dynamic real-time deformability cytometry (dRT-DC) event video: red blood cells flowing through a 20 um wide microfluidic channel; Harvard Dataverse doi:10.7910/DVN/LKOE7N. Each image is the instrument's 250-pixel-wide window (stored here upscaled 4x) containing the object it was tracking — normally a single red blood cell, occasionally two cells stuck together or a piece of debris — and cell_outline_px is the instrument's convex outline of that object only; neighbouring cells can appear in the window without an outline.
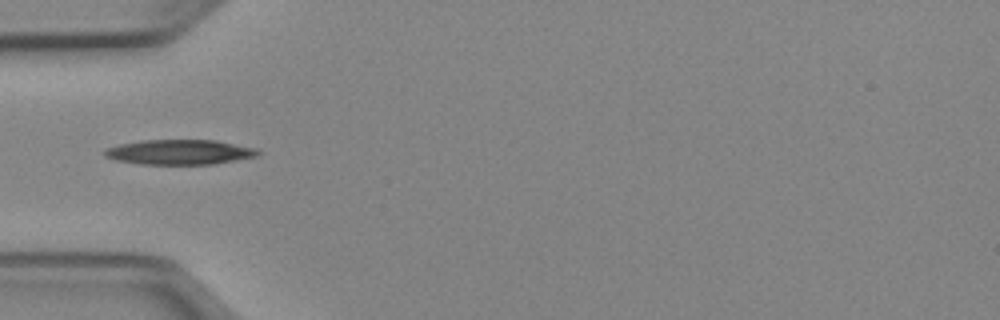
{"species": "Egyptian fruit bat (a non-hibernating species)", "species_latin": "Rousettus aegyptiacus", "temperature_condition": "cold", "stored_images_in_passage": 35, "camera_frame_rate_fps": 3000, "um_per_image_px": 0.085, "animal": {"sex": "female"}, "frame": {"image": 1, "passage_image": 1, "time_ms": 0.0, "image_size_px": [1000, 320], "cell_outline_px": [[260, 152], [256, 156], [212, 164], [140, 164], [116, 160], [104, 156], [104, 148], [120, 144], [140, 140], [216, 140], [256, 148]], "centroid_in_image_um": [15.22, 12.92], "position_along_channel_um": 69.8, "area_um2": 22.2}}
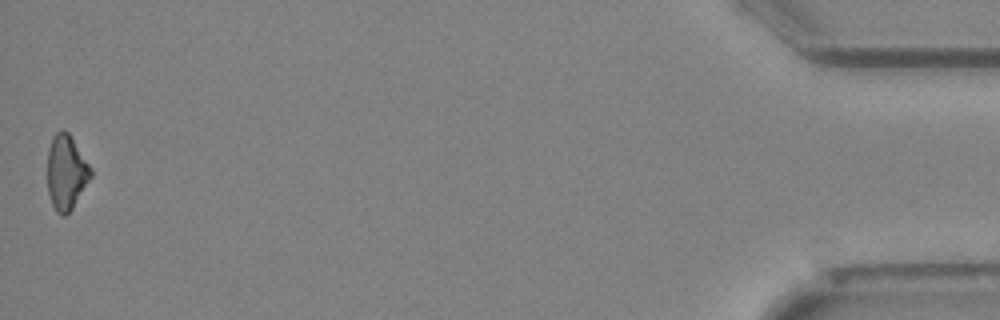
{"frame": {"image": 2, "passage_image": 35, "time_ms": 11.333, "image_size_px": [1000, 320], "cell_outline_px": [[92, 176], [72, 208], [64, 216], [56, 212], [52, 204], [48, 192], [48, 148], [52, 136], [56, 132], [64, 128], [68, 132], [92, 168]], "centroid_in_image_um": [5.63, 14.62], "position_along_channel_um": 429.6, "area_um2": 18.84}, "authors_computed_cell_mechanics": {"area_um2": 20.4034, "velocity_mm_per_s": 4.0014, "shape_relaxation_time_tau1_ms": 4.8589, "shape_relaxation_time_tau2_ms": null, "deformation_change_tau1": 0.1355, "deformation_change_tau2": null}}